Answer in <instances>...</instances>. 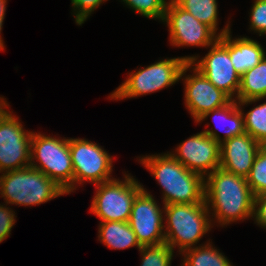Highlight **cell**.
<instances>
[{"mask_svg": "<svg viewBox=\"0 0 266 266\" xmlns=\"http://www.w3.org/2000/svg\"><path fill=\"white\" fill-rule=\"evenodd\" d=\"M204 188L213 226L252 220L254 195L246 178L218 167L204 178Z\"/></svg>", "mask_w": 266, "mask_h": 266, "instance_id": "1", "label": "cell"}, {"mask_svg": "<svg viewBox=\"0 0 266 266\" xmlns=\"http://www.w3.org/2000/svg\"><path fill=\"white\" fill-rule=\"evenodd\" d=\"M137 160L161 186L163 205L195 204L205 200L204 177L187 169L169 151L140 156Z\"/></svg>", "mask_w": 266, "mask_h": 266, "instance_id": "2", "label": "cell"}, {"mask_svg": "<svg viewBox=\"0 0 266 266\" xmlns=\"http://www.w3.org/2000/svg\"><path fill=\"white\" fill-rule=\"evenodd\" d=\"M165 242L180 255L197 243L213 228L205 200L195 204L164 205Z\"/></svg>", "mask_w": 266, "mask_h": 266, "instance_id": "3", "label": "cell"}, {"mask_svg": "<svg viewBox=\"0 0 266 266\" xmlns=\"http://www.w3.org/2000/svg\"><path fill=\"white\" fill-rule=\"evenodd\" d=\"M65 194L52 179L31 166L0 175V197L7 205L32 207Z\"/></svg>", "mask_w": 266, "mask_h": 266, "instance_id": "4", "label": "cell"}, {"mask_svg": "<svg viewBox=\"0 0 266 266\" xmlns=\"http://www.w3.org/2000/svg\"><path fill=\"white\" fill-rule=\"evenodd\" d=\"M30 166L52 179L66 192V195L73 192V165L69 137H52L33 132Z\"/></svg>", "mask_w": 266, "mask_h": 266, "instance_id": "5", "label": "cell"}, {"mask_svg": "<svg viewBox=\"0 0 266 266\" xmlns=\"http://www.w3.org/2000/svg\"><path fill=\"white\" fill-rule=\"evenodd\" d=\"M187 63L183 57L165 58L131 71L108 98L116 101L131 99L170 87L179 82L182 69Z\"/></svg>", "mask_w": 266, "mask_h": 266, "instance_id": "6", "label": "cell"}, {"mask_svg": "<svg viewBox=\"0 0 266 266\" xmlns=\"http://www.w3.org/2000/svg\"><path fill=\"white\" fill-rule=\"evenodd\" d=\"M124 179H112L94 185L96 193L91 201L90 213L96 215L100 222H128L135 197L144 186L130 173L123 175Z\"/></svg>", "mask_w": 266, "mask_h": 266, "instance_id": "7", "label": "cell"}, {"mask_svg": "<svg viewBox=\"0 0 266 266\" xmlns=\"http://www.w3.org/2000/svg\"><path fill=\"white\" fill-rule=\"evenodd\" d=\"M7 102L0 96V173L28 167L31 161L33 131L24 129Z\"/></svg>", "mask_w": 266, "mask_h": 266, "instance_id": "8", "label": "cell"}, {"mask_svg": "<svg viewBox=\"0 0 266 266\" xmlns=\"http://www.w3.org/2000/svg\"><path fill=\"white\" fill-rule=\"evenodd\" d=\"M69 150L73 165V193L84 182L96 185L114 179L113 156L99 144L84 138H69Z\"/></svg>", "mask_w": 266, "mask_h": 266, "instance_id": "9", "label": "cell"}, {"mask_svg": "<svg viewBox=\"0 0 266 266\" xmlns=\"http://www.w3.org/2000/svg\"><path fill=\"white\" fill-rule=\"evenodd\" d=\"M162 22L169 28V42L174 47L192 46L208 49L219 38L209 26L201 23L176 2H168Z\"/></svg>", "mask_w": 266, "mask_h": 266, "instance_id": "10", "label": "cell"}, {"mask_svg": "<svg viewBox=\"0 0 266 266\" xmlns=\"http://www.w3.org/2000/svg\"><path fill=\"white\" fill-rule=\"evenodd\" d=\"M189 70L191 74L186 75ZM181 79L185 86L184 104L194 122H197L205 113L224 107L232 100L221 89L216 88L190 62L183 67Z\"/></svg>", "mask_w": 266, "mask_h": 266, "instance_id": "11", "label": "cell"}, {"mask_svg": "<svg viewBox=\"0 0 266 266\" xmlns=\"http://www.w3.org/2000/svg\"><path fill=\"white\" fill-rule=\"evenodd\" d=\"M209 48L208 53L202 58L199 55L182 57L198 69L216 88L235 100L241 76L235 71L229 51L218 40Z\"/></svg>", "mask_w": 266, "mask_h": 266, "instance_id": "12", "label": "cell"}, {"mask_svg": "<svg viewBox=\"0 0 266 266\" xmlns=\"http://www.w3.org/2000/svg\"><path fill=\"white\" fill-rule=\"evenodd\" d=\"M162 206L161 208L146 188L135 197L128 222L141 246L165 242L164 205Z\"/></svg>", "mask_w": 266, "mask_h": 266, "instance_id": "13", "label": "cell"}, {"mask_svg": "<svg viewBox=\"0 0 266 266\" xmlns=\"http://www.w3.org/2000/svg\"><path fill=\"white\" fill-rule=\"evenodd\" d=\"M174 150L169 153L176 160L204 178L220 167V143L204 131L193 134Z\"/></svg>", "mask_w": 266, "mask_h": 266, "instance_id": "14", "label": "cell"}, {"mask_svg": "<svg viewBox=\"0 0 266 266\" xmlns=\"http://www.w3.org/2000/svg\"><path fill=\"white\" fill-rule=\"evenodd\" d=\"M261 144L248 133L234 136L220 144V167L246 178Z\"/></svg>", "mask_w": 266, "mask_h": 266, "instance_id": "15", "label": "cell"}, {"mask_svg": "<svg viewBox=\"0 0 266 266\" xmlns=\"http://www.w3.org/2000/svg\"><path fill=\"white\" fill-rule=\"evenodd\" d=\"M231 33L220 36L218 41L229 51L235 71L241 76L262 60L265 48L257 40L247 36L234 38Z\"/></svg>", "mask_w": 266, "mask_h": 266, "instance_id": "16", "label": "cell"}, {"mask_svg": "<svg viewBox=\"0 0 266 266\" xmlns=\"http://www.w3.org/2000/svg\"><path fill=\"white\" fill-rule=\"evenodd\" d=\"M211 115L217 129L206 128L203 131L220 144L245 132L243 111L239 108L236 100H231L226 106L205 113L196 123H202ZM218 129L224 133L223 137L219 134Z\"/></svg>", "mask_w": 266, "mask_h": 266, "instance_id": "17", "label": "cell"}, {"mask_svg": "<svg viewBox=\"0 0 266 266\" xmlns=\"http://www.w3.org/2000/svg\"><path fill=\"white\" fill-rule=\"evenodd\" d=\"M98 240L109 249L123 250L131 247H142L129 222L107 221L98 225Z\"/></svg>", "mask_w": 266, "mask_h": 266, "instance_id": "18", "label": "cell"}, {"mask_svg": "<svg viewBox=\"0 0 266 266\" xmlns=\"http://www.w3.org/2000/svg\"><path fill=\"white\" fill-rule=\"evenodd\" d=\"M176 3L201 23L209 26L219 37L231 31L230 21H227L228 23L218 32L217 0H177Z\"/></svg>", "mask_w": 266, "mask_h": 266, "instance_id": "19", "label": "cell"}, {"mask_svg": "<svg viewBox=\"0 0 266 266\" xmlns=\"http://www.w3.org/2000/svg\"><path fill=\"white\" fill-rule=\"evenodd\" d=\"M266 98V51L262 60L240 77L236 101Z\"/></svg>", "mask_w": 266, "mask_h": 266, "instance_id": "20", "label": "cell"}, {"mask_svg": "<svg viewBox=\"0 0 266 266\" xmlns=\"http://www.w3.org/2000/svg\"><path fill=\"white\" fill-rule=\"evenodd\" d=\"M184 250L180 255L183 256L182 263L185 266H234L229 259L212 245L210 239L203 244H198Z\"/></svg>", "mask_w": 266, "mask_h": 266, "instance_id": "21", "label": "cell"}, {"mask_svg": "<svg viewBox=\"0 0 266 266\" xmlns=\"http://www.w3.org/2000/svg\"><path fill=\"white\" fill-rule=\"evenodd\" d=\"M266 98H257L252 100L237 101L239 108L243 111L244 129L261 145L266 143V101L256 106V103ZM247 113L244 112V106L254 104Z\"/></svg>", "mask_w": 266, "mask_h": 266, "instance_id": "22", "label": "cell"}, {"mask_svg": "<svg viewBox=\"0 0 266 266\" xmlns=\"http://www.w3.org/2000/svg\"><path fill=\"white\" fill-rule=\"evenodd\" d=\"M139 252L142 257L140 266H171L174 259V250L166 242L142 246Z\"/></svg>", "mask_w": 266, "mask_h": 266, "instance_id": "23", "label": "cell"}, {"mask_svg": "<svg viewBox=\"0 0 266 266\" xmlns=\"http://www.w3.org/2000/svg\"><path fill=\"white\" fill-rule=\"evenodd\" d=\"M246 181L254 197L266 192V146L261 145Z\"/></svg>", "mask_w": 266, "mask_h": 266, "instance_id": "24", "label": "cell"}, {"mask_svg": "<svg viewBox=\"0 0 266 266\" xmlns=\"http://www.w3.org/2000/svg\"><path fill=\"white\" fill-rule=\"evenodd\" d=\"M133 12L152 19L162 21L168 1L167 0H121Z\"/></svg>", "mask_w": 266, "mask_h": 266, "instance_id": "25", "label": "cell"}, {"mask_svg": "<svg viewBox=\"0 0 266 266\" xmlns=\"http://www.w3.org/2000/svg\"><path fill=\"white\" fill-rule=\"evenodd\" d=\"M249 29L259 36L266 34V0H254L249 13Z\"/></svg>", "mask_w": 266, "mask_h": 266, "instance_id": "26", "label": "cell"}, {"mask_svg": "<svg viewBox=\"0 0 266 266\" xmlns=\"http://www.w3.org/2000/svg\"><path fill=\"white\" fill-rule=\"evenodd\" d=\"M106 1L108 0H71L75 23L82 26L91 14Z\"/></svg>", "mask_w": 266, "mask_h": 266, "instance_id": "27", "label": "cell"}, {"mask_svg": "<svg viewBox=\"0 0 266 266\" xmlns=\"http://www.w3.org/2000/svg\"><path fill=\"white\" fill-rule=\"evenodd\" d=\"M15 211L7 207V204L0 203V243L10 237L11 230L16 223Z\"/></svg>", "mask_w": 266, "mask_h": 266, "instance_id": "28", "label": "cell"}, {"mask_svg": "<svg viewBox=\"0 0 266 266\" xmlns=\"http://www.w3.org/2000/svg\"><path fill=\"white\" fill-rule=\"evenodd\" d=\"M252 220L259 227L266 229V192L254 197Z\"/></svg>", "mask_w": 266, "mask_h": 266, "instance_id": "29", "label": "cell"}, {"mask_svg": "<svg viewBox=\"0 0 266 266\" xmlns=\"http://www.w3.org/2000/svg\"><path fill=\"white\" fill-rule=\"evenodd\" d=\"M7 0H0V19H5Z\"/></svg>", "mask_w": 266, "mask_h": 266, "instance_id": "30", "label": "cell"}, {"mask_svg": "<svg viewBox=\"0 0 266 266\" xmlns=\"http://www.w3.org/2000/svg\"><path fill=\"white\" fill-rule=\"evenodd\" d=\"M3 22H4V19H0V51H4L6 49L4 45V41L2 40V37H1Z\"/></svg>", "mask_w": 266, "mask_h": 266, "instance_id": "31", "label": "cell"}, {"mask_svg": "<svg viewBox=\"0 0 266 266\" xmlns=\"http://www.w3.org/2000/svg\"><path fill=\"white\" fill-rule=\"evenodd\" d=\"M177 0H168V2H176Z\"/></svg>", "mask_w": 266, "mask_h": 266, "instance_id": "32", "label": "cell"}]
</instances>
